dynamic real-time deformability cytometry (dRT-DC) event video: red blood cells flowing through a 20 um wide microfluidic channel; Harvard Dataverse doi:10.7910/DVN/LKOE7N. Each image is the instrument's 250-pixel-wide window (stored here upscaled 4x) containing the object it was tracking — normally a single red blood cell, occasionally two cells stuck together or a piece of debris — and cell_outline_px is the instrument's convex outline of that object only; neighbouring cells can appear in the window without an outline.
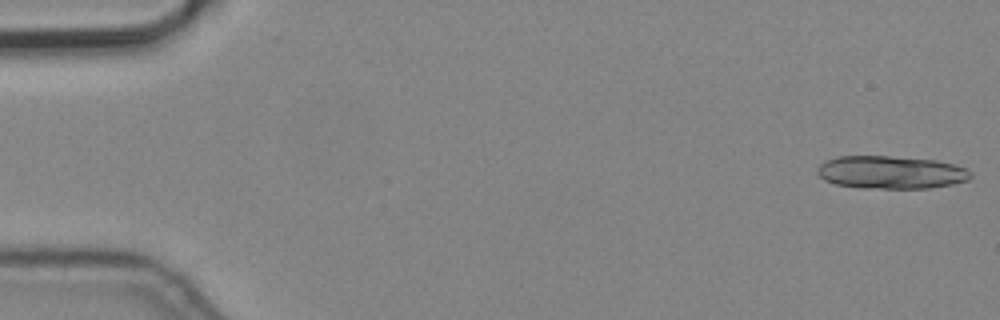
{"species": "common noctule bat (a hibernating species)", "species_latin": "Nyctalus noctula", "temperature_condition": "cold", "stored_images_in_passage": 6, "camera_frame_rate_fps": 3000, "um_per_image_px": 0.085, "animal": {"sex": "male", "body_mass_g": 19.2, "forearm_length_mm": 51.8}, "frame": {"image": 1, "passage_image": 1, "time_ms": 0.0, "image_size_px": [1000, 320], "cell_outline_px": [[972, 176], [968, 180], [952, 184], [928, 188], [856, 188], [836, 184], [824, 180], [816, 172], [816, 168], [820, 164], [836, 156], [888, 156], [936, 160], [968, 168], [972, 172]], "centroid_in_image_um": [75.72, 14.65], "position_along_channel_um": 9.3, "area_um2": 29.54}}